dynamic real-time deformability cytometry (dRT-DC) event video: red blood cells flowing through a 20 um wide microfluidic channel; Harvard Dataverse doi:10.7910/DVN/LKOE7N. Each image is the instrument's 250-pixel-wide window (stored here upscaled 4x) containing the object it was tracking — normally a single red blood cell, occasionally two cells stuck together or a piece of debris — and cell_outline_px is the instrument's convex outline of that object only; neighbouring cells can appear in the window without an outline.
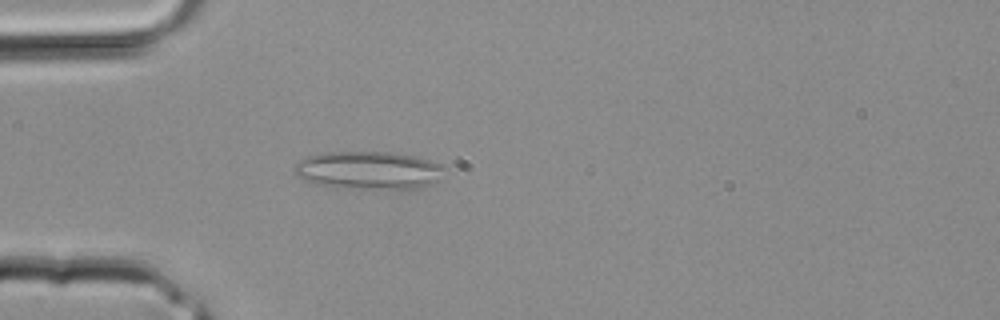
{"species": "common noctule bat (a hibernating species)", "species_latin": "Nyctalus noctula", "temperature_condition": "room temperature", "stored_images_in_passage": 3, "camera_frame_rate_fps": 3000, "um_per_image_px": 0.085, "animal": {"sex": "male", "body_mass_g": 20.4}, "frame": {"image": 1, "passage_image": 3, "time_ms": 0.667, "image_size_px": [1000, 320], "cell_outline_px": [[448, 168], [436, 180], [428, 184], [416, 188], [344, 188], [316, 184], [300, 176], [296, 172], [296, 164], [300, 160], [308, 156], [320, 152], [388, 152], [416, 156], [444, 164]], "centroid_in_image_um": [31.38, 14.45], "position_along_channel_um": 53.6, "area_um2": 32.83}}